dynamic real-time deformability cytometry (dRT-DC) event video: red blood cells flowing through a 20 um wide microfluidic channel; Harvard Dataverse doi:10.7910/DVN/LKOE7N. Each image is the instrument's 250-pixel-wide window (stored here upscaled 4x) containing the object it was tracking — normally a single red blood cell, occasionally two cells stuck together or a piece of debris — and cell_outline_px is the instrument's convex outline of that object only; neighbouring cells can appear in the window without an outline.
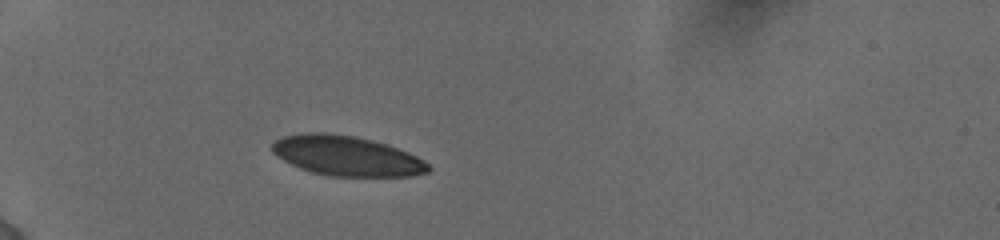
{"species": "human", "species_latin": "Homo sapiens", "temperature_condition": "cold", "stored_images_in_passage": 10, "camera_frame_rate_fps": 3000, "um_per_image_px": 0.085, "donor": {"sex": "female"}, "frame": {"image": 1, "passage_image": 1, "time_ms": 0.0, "image_size_px": [1000, 240], "cell_outline_px": [[432, 168], [428, 172], [412, 176], [328, 176], [312, 172], [300, 168], [276, 156], [272, 152], [272, 144], [276, 140], [284, 136], [304, 132], [332, 132], [356, 136], [372, 140], [408, 152], [416, 156], [428, 164]], "centroid_in_image_um": [29.45, 13.24], "position_along_channel_um": 55.6, "area_um2": 36.36}}
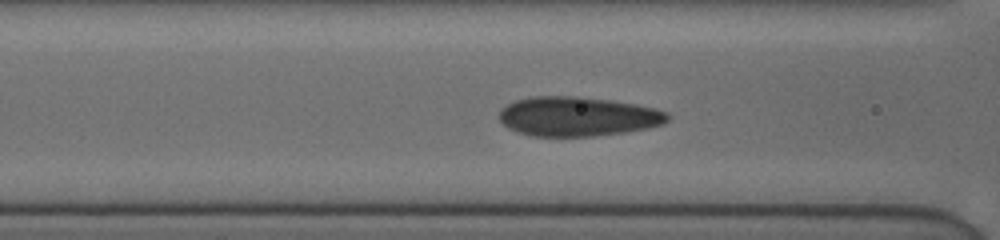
{"frame": {"image": 2, "passage_image": 6, "time_ms": 2.333, "image_size_px": [1000, 240], "cell_outline_px": [[668, 120], [664, 124], [648, 128], [624, 132], [596, 136], [532, 136], [516, 132], [508, 128], [500, 120], [500, 112], [508, 104], [516, 100], [532, 96], [576, 96], [608, 100], [656, 108], [668, 112]], "centroid_in_image_um": [49.11, 9.9], "position_along_channel_um": 117.5, "area_um2": 38.55}}
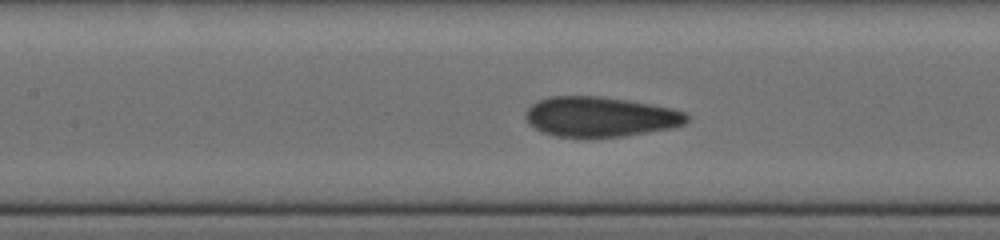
{"frame": {"image": 3, "passage_image": 8, "time_ms": 3.333, "image_size_px": [1000, 240], "cell_outline_px": [[688, 120], [684, 124], [676, 128], [624, 136], [556, 136], [540, 132], [528, 124], [524, 116], [524, 112], [536, 100], [548, 96], [604, 96], [652, 104], [672, 108], [688, 112]], "centroid_in_image_um": [51.02, 9.91], "position_along_channel_um": 156.4, "area_um2": 38.03}}